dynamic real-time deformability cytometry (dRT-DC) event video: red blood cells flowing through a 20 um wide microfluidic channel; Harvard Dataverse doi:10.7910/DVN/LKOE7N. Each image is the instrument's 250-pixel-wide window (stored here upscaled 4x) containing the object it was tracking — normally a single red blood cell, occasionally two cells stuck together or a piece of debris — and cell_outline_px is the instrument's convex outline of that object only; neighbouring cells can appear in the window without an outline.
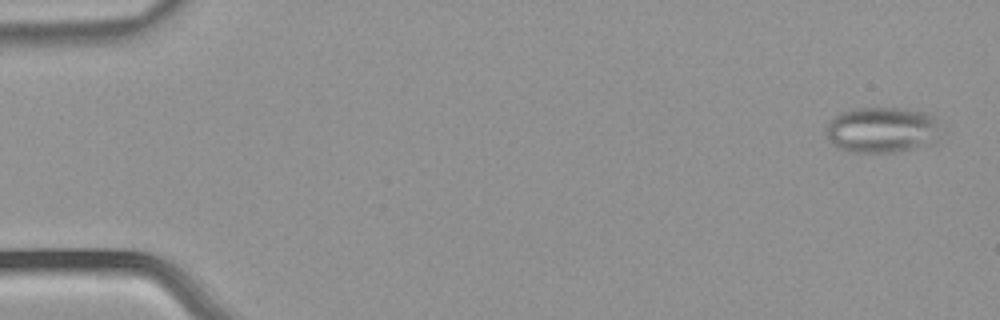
{"species": "common noctule bat (a hibernating species)", "species_latin": "Nyctalus noctula", "temperature_condition": "warm", "stored_images_in_passage": 6, "camera_frame_rate_fps": 3000, "um_per_image_px": 0.085, "animal": {"sex": "male", "body_mass_g": 21.5, "forearm_length_mm": 52.0}, "frame": {"image": 1, "passage_image": 6, "time_ms": 1.667, "image_size_px": [1000, 320], "cell_outline_px": [[936, 144], [896, 152], [852, 152], [836, 148], [828, 140], [824, 132], [832, 116], [840, 112], [856, 108], [900, 108], [924, 112], [936, 116]], "centroid_in_image_um": [74.91, 11.05], "position_along_channel_um": 10.1, "area_um2": 30.92}}